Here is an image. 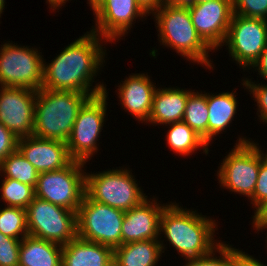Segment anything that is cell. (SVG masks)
<instances>
[{
  "mask_svg": "<svg viewBox=\"0 0 267 266\" xmlns=\"http://www.w3.org/2000/svg\"><path fill=\"white\" fill-rule=\"evenodd\" d=\"M0 232L22 240L28 235L27 212L23 208L5 206L0 209ZM21 236V238H20Z\"/></svg>",
  "mask_w": 267,
  "mask_h": 266,
  "instance_id": "27",
  "label": "cell"
},
{
  "mask_svg": "<svg viewBox=\"0 0 267 266\" xmlns=\"http://www.w3.org/2000/svg\"><path fill=\"white\" fill-rule=\"evenodd\" d=\"M0 123L17 138L33 135L36 90L0 87Z\"/></svg>",
  "mask_w": 267,
  "mask_h": 266,
  "instance_id": "13",
  "label": "cell"
},
{
  "mask_svg": "<svg viewBox=\"0 0 267 266\" xmlns=\"http://www.w3.org/2000/svg\"><path fill=\"white\" fill-rule=\"evenodd\" d=\"M250 200L256 209L252 218L267 212V155L262 153L261 149L257 183Z\"/></svg>",
  "mask_w": 267,
  "mask_h": 266,
  "instance_id": "30",
  "label": "cell"
},
{
  "mask_svg": "<svg viewBox=\"0 0 267 266\" xmlns=\"http://www.w3.org/2000/svg\"><path fill=\"white\" fill-rule=\"evenodd\" d=\"M168 125L170 129H168L166 141L172 151L188 156L202 147L203 153L208 154V144L185 122L179 121Z\"/></svg>",
  "mask_w": 267,
  "mask_h": 266,
  "instance_id": "24",
  "label": "cell"
},
{
  "mask_svg": "<svg viewBox=\"0 0 267 266\" xmlns=\"http://www.w3.org/2000/svg\"><path fill=\"white\" fill-rule=\"evenodd\" d=\"M233 13L267 20V0H232Z\"/></svg>",
  "mask_w": 267,
  "mask_h": 266,
  "instance_id": "31",
  "label": "cell"
},
{
  "mask_svg": "<svg viewBox=\"0 0 267 266\" xmlns=\"http://www.w3.org/2000/svg\"><path fill=\"white\" fill-rule=\"evenodd\" d=\"M197 34L214 51L223 46L233 16L232 0H211L188 8Z\"/></svg>",
  "mask_w": 267,
  "mask_h": 266,
  "instance_id": "15",
  "label": "cell"
},
{
  "mask_svg": "<svg viewBox=\"0 0 267 266\" xmlns=\"http://www.w3.org/2000/svg\"><path fill=\"white\" fill-rule=\"evenodd\" d=\"M252 224H253L252 227H254L255 230L259 231V230L267 229V214H262V215H259L255 218H253Z\"/></svg>",
  "mask_w": 267,
  "mask_h": 266,
  "instance_id": "38",
  "label": "cell"
},
{
  "mask_svg": "<svg viewBox=\"0 0 267 266\" xmlns=\"http://www.w3.org/2000/svg\"><path fill=\"white\" fill-rule=\"evenodd\" d=\"M28 235L65 245L77 237V212L35 197L27 209Z\"/></svg>",
  "mask_w": 267,
  "mask_h": 266,
  "instance_id": "9",
  "label": "cell"
},
{
  "mask_svg": "<svg viewBox=\"0 0 267 266\" xmlns=\"http://www.w3.org/2000/svg\"><path fill=\"white\" fill-rule=\"evenodd\" d=\"M90 97L86 93L41 88L35 101L33 135L66 142L79 110Z\"/></svg>",
  "mask_w": 267,
  "mask_h": 266,
  "instance_id": "3",
  "label": "cell"
},
{
  "mask_svg": "<svg viewBox=\"0 0 267 266\" xmlns=\"http://www.w3.org/2000/svg\"><path fill=\"white\" fill-rule=\"evenodd\" d=\"M133 176L127 168L86 173L85 194L93 201L128 211L148 198Z\"/></svg>",
  "mask_w": 267,
  "mask_h": 266,
  "instance_id": "5",
  "label": "cell"
},
{
  "mask_svg": "<svg viewBox=\"0 0 267 266\" xmlns=\"http://www.w3.org/2000/svg\"><path fill=\"white\" fill-rule=\"evenodd\" d=\"M121 82L123 83L118 86V97L121 105L135 119L147 124L157 87L144 73L130 75Z\"/></svg>",
  "mask_w": 267,
  "mask_h": 266,
  "instance_id": "18",
  "label": "cell"
},
{
  "mask_svg": "<svg viewBox=\"0 0 267 266\" xmlns=\"http://www.w3.org/2000/svg\"><path fill=\"white\" fill-rule=\"evenodd\" d=\"M233 92H222L218 95L207 94L208 116V145L214 136L229 127L237 113V99Z\"/></svg>",
  "mask_w": 267,
  "mask_h": 266,
  "instance_id": "23",
  "label": "cell"
},
{
  "mask_svg": "<svg viewBox=\"0 0 267 266\" xmlns=\"http://www.w3.org/2000/svg\"><path fill=\"white\" fill-rule=\"evenodd\" d=\"M141 8L149 15L153 14L164 4V0H136Z\"/></svg>",
  "mask_w": 267,
  "mask_h": 266,
  "instance_id": "36",
  "label": "cell"
},
{
  "mask_svg": "<svg viewBox=\"0 0 267 266\" xmlns=\"http://www.w3.org/2000/svg\"><path fill=\"white\" fill-rule=\"evenodd\" d=\"M214 252L219 253V259ZM241 252V250L233 248L232 245L219 242L208 254L201 257L187 258L188 262L183 266H235Z\"/></svg>",
  "mask_w": 267,
  "mask_h": 266,
  "instance_id": "29",
  "label": "cell"
},
{
  "mask_svg": "<svg viewBox=\"0 0 267 266\" xmlns=\"http://www.w3.org/2000/svg\"><path fill=\"white\" fill-rule=\"evenodd\" d=\"M235 266H266L263 263L259 262L256 258L241 252L239 257L236 260Z\"/></svg>",
  "mask_w": 267,
  "mask_h": 266,
  "instance_id": "37",
  "label": "cell"
},
{
  "mask_svg": "<svg viewBox=\"0 0 267 266\" xmlns=\"http://www.w3.org/2000/svg\"><path fill=\"white\" fill-rule=\"evenodd\" d=\"M68 0H47L46 2L49 3L52 10H58L61 6L64 5Z\"/></svg>",
  "mask_w": 267,
  "mask_h": 266,
  "instance_id": "40",
  "label": "cell"
},
{
  "mask_svg": "<svg viewBox=\"0 0 267 266\" xmlns=\"http://www.w3.org/2000/svg\"><path fill=\"white\" fill-rule=\"evenodd\" d=\"M85 164L72 160L62 169L39 173L35 197L77 212L86 191Z\"/></svg>",
  "mask_w": 267,
  "mask_h": 266,
  "instance_id": "6",
  "label": "cell"
},
{
  "mask_svg": "<svg viewBox=\"0 0 267 266\" xmlns=\"http://www.w3.org/2000/svg\"><path fill=\"white\" fill-rule=\"evenodd\" d=\"M207 93H189L182 121L192 128L208 144Z\"/></svg>",
  "mask_w": 267,
  "mask_h": 266,
  "instance_id": "25",
  "label": "cell"
},
{
  "mask_svg": "<svg viewBox=\"0 0 267 266\" xmlns=\"http://www.w3.org/2000/svg\"><path fill=\"white\" fill-rule=\"evenodd\" d=\"M165 4H172L177 7L190 8L195 5V0H164Z\"/></svg>",
  "mask_w": 267,
  "mask_h": 266,
  "instance_id": "39",
  "label": "cell"
},
{
  "mask_svg": "<svg viewBox=\"0 0 267 266\" xmlns=\"http://www.w3.org/2000/svg\"><path fill=\"white\" fill-rule=\"evenodd\" d=\"M211 0H195V4H199V3H205Z\"/></svg>",
  "mask_w": 267,
  "mask_h": 266,
  "instance_id": "43",
  "label": "cell"
},
{
  "mask_svg": "<svg viewBox=\"0 0 267 266\" xmlns=\"http://www.w3.org/2000/svg\"><path fill=\"white\" fill-rule=\"evenodd\" d=\"M161 205V206H160ZM167 205L145 199L136 207L125 211L121 231V245L143 240H158L160 217Z\"/></svg>",
  "mask_w": 267,
  "mask_h": 266,
  "instance_id": "16",
  "label": "cell"
},
{
  "mask_svg": "<svg viewBox=\"0 0 267 266\" xmlns=\"http://www.w3.org/2000/svg\"><path fill=\"white\" fill-rule=\"evenodd\" d=\"M158 37L163 46H169L176 53L213 69L208 52L212 49L197 34L188 8L163 4L154 13Z\"/></svg>",
  "mask_w": 267,
  "mask_h": 266,
  "instance_id": "4",
  "label": "cell"
},
{
  "mask_svg": "<svg viewBox=\"0 0 267 266\" xmlns=\"http://www.w3.org/2000/svg\"><path fill=\"white\" fill-rule=\"evenodd\" d=\"M92 10L96 27L91 31L110 43L127 34L134 19L147 16L136 0H101Z\"/></svg>",
  "mask_w": 267,
  "mask_h": 266,
  "instance_id": "14",
  "label": "cell"
},
{
  "mask_svg": "<svg viewBox=\"0 0 267 266\" xmlns=\"http://www.w3.org/2000/svg\"><path fill=\"white\" fill-rule=\"evenodd\" d=\"M163 249L160 239L122 244L113 249V266H156Z\"/></svg>",
  "mask_w": 267,
  "mask_h": 266,
  "instance_id": "21",
  "label": "cell"
},
{
  "mask_svg": "<svg viewBox=\"0 0 267 266\" xmlns=\"http://www.w3.org/2000/svg\"><path fill=\"white\" fill-rule=\"evenodd\" d=\"M1 199L11 207L27 209L35 198V187L21 183L15 179L4 178L1 186Z\"/></svg>",
  "mask_w": 267,
  "mask_h": 266,
  "instance_id": "28",
  "label": "cell"
},
{
  "mask_svg": "<svg viewBox=\"0 0 267 266\" xmlns=\"http://www.w3.org/2000/svg\"><path fill=\"white\" fill-rule=\"evenodd\" d=\"M224 43L230 57L244 70L250 69L267 45V20L233 13Z\"/></svg>",
  "mask_w": 267,
  "mask_h": 266,
  "instance_id": "12",
  "label": "cell"
},
{
  "mask_svg": "<svg viewBox=\"0 0 267 266\" xmlns=\"http://www.w3.org/2000/svg\"><path fill=\"white\" fill-rule=\"evenodd\" d=\"M113 249L78 236L62 246L61 266H113Z\"/></svg>",
  "mask_w": 267,
  "mask_h": 266,
  "instance_id": "19",
  "label": "cell"
},
{
  "mask_svg": "<svg viewBox=\"0 0 267 266\" xmlns=\"http://www.w3.org/2000/svg\"><path fill=\"white\" fill-rule=\"evenodd\" d=\"M89 1V3L88 4H90L89 6L91 7V9L95 6V5H97L101 0H88Z\"/></svg>",
  "mask_w": 267,
  "mask_h": 266,
  "instance_id": "41",
  "label": "cell"
},
{
  "mask_svg": "<svg viewBox=\"0 0 267 266\" xmlns=\"http://www.w3.org/2000/svg\"><path fill=\"white\" fill-rule=\"evenodd\" d=\"M186 209L177 203L167 204L160 217V232L185 261L206 255L219 244L213 237L215 220Z\"/></svg>",
  "mask_w": 267,
  "mask_h": 266,
  "instance_id": "2",
  "label": "cell"
},
{
  "mask_svg": "<svg viewBox=\"0 0 267 266\" xmlns=\"http://www.w3.org/2000/svg\"><path fill=\"white\" fill-rule=\"evenodd\" d=\"M4 173V178L15 179L21 183L36 187L38 172L28 160L17 149L9 154L0 163V173Z\"/></svg>",
  "mask_w": 267,
  "mask_h": 266,
  "instance_id": "26",
  "label": "cell"
},
{
  "mask_svg": "<svg viewBox=\"0 0 267 266\" xmlns=\"http://www.w3.org/2000/svg\"><path fill=\"white\" fill-rule=\"evenodd\" d=\"M108 92L90 97L81 107L71 134L66 141L72 160L86 163L97 152L98 138L106 116ZM90 158V159H89Z\"/></svg>",
  "mask_w": 267,
  "mask_h": 266,
  "instance_id": "10",
  "label": "cell"
},
{
  "mask_svg": "<svg viewBox=\"0 0 267 266\" xmlns=\"http://www.w3.org/2000/svg\"><path fill=\"white\" fill-rule=\"evenodd\" d=\"M240 138L217 171L220 186L251 198L257 183L260 168V147Z\"/></svg>",
  "mask_w": 267,
  "mask_h": 266,
  "instance_id": "7",
  "label": "cell"
},
{
  "mask_svg": "<svg viewBox=\"0 0 267 266\" xmlns=\"http://www.w3.org/2000/svg\"><path fill=\"white\" fill-rule=\"evenodd\" d=\"M251 67L255 68V71L257 69L260 77L267 80V45Z\"/></svg>",
  "mask_w": 267,
  "mask_h": 266,
  "instance_id": "35",
  "label": "cell"
},
{
  "mask_svg": "<svg viewBox=\"0 0 267 266\" xmlns=\"http://www.w3.org/2000/svg\"><path fill=\"white\" fill-rule=\"evenodd\" d=\"M5 7V0H0V17Z\"/></svg>",
  "mask_w": 267,
  "mask_h": 266,
  "instance_id": "42",
  "label": "cell"
},
{
  "mask_svg": "<svg viewBox=\"0 0 267 266\" xmlns=\"http://www.w3.org/2000/svg\"><path fill=\"white\" fill-rule=\"evenodd\" d=\"M17 149L38 173L62 169L72 161L66 142L58 140L34 135L21 137L18 138Z\"/></svg>",
  "mask_w": 267,
  "mask_h": 266,
  "instance_id": "17",
  "label": "cell"
},
{
  "mask_svg": "<svg viewBox=\"0 0 267 266\" xmlns=\"http://www.w3.org/2000/svg\"><path fill=\"white\" fill-rule=\"evenodd\" d=\"M18 148V138L0 123V163Z\"/></svg>",
  "mask_w": 267,
  "mask_h": 266,
  "instance_id": "34",
  "label": "cell"
},
{
  "mask_svg": "<svg viewBox=\"0 0 267 266\" xmlns=\"http://www.w3.org/2000/svg\"><path fill=\"white\" fill-rule=\"evenodd\" d=\"M125 211L91 200L86 194L77 211V236L111 247L121 245Z\"/></svg>",
  "mask_w": 267,
  "mask_h": 266,
  "instance_id": "8",
  "label": "cell"
},
{
  "mask_svg": "<svg viewBox=\"0 0 267 266\" xmlns=\"http://www.w3.org/2000/svg\"><path fill=\"white\" fill-rule=\"evenodd\" d=\"M21 240L0 232V266H19Z\"/></svg>",
  "mask_w": 267,
  "mask_h": 266,
  "instance_id": "32",
  "label": "cell"
},
{
  "mask_svg": "<svg viewBox=\"0 0 267 266\" xmlns=\"http://www.w3.org/2000/svg\"><path fill=\"white\" fill-rule=\"evenodd\" d=\"M62 245L30 235L21 240L19 266H61Z\"/></svg>",
  "mask_w": 267,
  "mask_h": 266,
  "instance_id": "22",
  "label": "cell"
},
{
  "mask_svg": "<svg viewBox=\"0 0 267 266\" xmlns=\"http://www.w3.org/2000/svg\"><path fill=\"white\" fill-rule=\"evenodd\" d=\"M106 40L91 31L80 36L60 52L51 63L44 61L43 89L86 93L91 97L105 92L106 86L94 82V76L105 62L101 41Z\"/></svg>",
  "mask_w": 267,
  "mask_h": 266,
  "instance_id": "1",
  "label": "cell"
},
{
  "mask_svg": "<svg viewBox=\"0 0 267 266\" xmlns=\"http://www.w3.org/2000/svg\"><path fill=\"white\" fill-rule=\"evenodd\" d=\"M190 90L157 88L148 123L166 125L182 121Z\"/></svg>",
  "mask_w": 267,
  "mask_h": 266,
  "instance_id": "20",
  "label": "cell"
},
{
  "mask_svg": "<svg viewBox=\"0 0 267 266\" xmlns=\"http://www.w3.org/2000/svg\"><path fill=\"white\" fill-rule=\"evenodd\" d=\"M36 48L7 43L0 47V86L42 88L44 59ZM43 59V60H42Z\"/></svg>",
  "mask_w": 267,
  "mask_h": 266,
  "instance_id": "11",
  "label": "cell"
},
{
  "mask_svg": "<svg viewBox=\"0 0 267 266\" xmlns=\"http://www.w3.org/2000/svg\"><path fill=\"white\" fill-rule=\"evenodd\" d=\"M243 86H245V89H248L250 93L253 94V98H255L254 100L257 102V106H258V111L260 115H258V117H260V120H262V122H266L267 123V85L261 83L259 84H255L254 82L251 81V79H243Z\"/></svg>",
  "mask_w": 267,
  "mask_h": 266,
  "instance_id": "33",
  "label": "cell"
}]
</instances>
